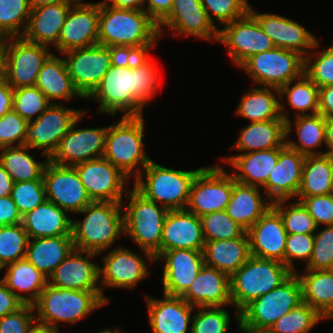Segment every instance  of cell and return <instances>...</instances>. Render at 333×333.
Here are the masks:
<instances>
[{
	"mask_svg": "<svg viewBox=\"0 0 333 333\" xmlns=\"http://www.w3.org/2000/svg\"><path fill=\"white\" fill-rule=\"evenodd\" d=\"M158 24L143 10L118 9L99 2L98 44L132 46L144 55L158 42Z\"/></svg>",
	"mask_w": 333,
	"mask_h": 333,
	"instance_id": "obj_1",
	"label": "cell"
},
{
	"mask_svg": "<svg viewBox=\"0 0 333 333\" xmlns=\"http://www.w3.org/2000/svg\"><path fill=\"white\" fill-rule=\"evenodd\" d=\"M123 202H92L72 220L71 236L75 249L101 254L124 234Z\"/></svg>",
	"mask_w": 333,
	"mask_h": 333,
	"instance_id": "obj_2",
	"label": "cell"
},
{
	"mask_svg": "<svg viewBox=\"0 0 333 333\" xmlns=\"http://www.w3.org/2000/svg\"><path fill=\"white\" fill-rule=\"evenodd\" d=\"M107 302L102 291L62 289L47 284L33 304L36 322L59 329V322L76 324Z\"/></svg>",
	"mask_w": 333,
	"mask_h": 333,
	"instance_id": "obj_3",
	"label": "cell"
},
{
	"mask_svg": "<svg viewBox=\"0 0 333 333\" xmlns=\"http://www.w3.org/2000/svg\"><path fill=\"white\" fill-rule=\"evenodd\" d=\"M202 168L177 170L151 160L134 179L133 187L146 199L168 210H185L193 180Z\"/></svg>",
	"mask_w": 333,
	"mask_h": 333,
	"instance_id": "obj_4",
	"label": "cell"
},
{
	"mask_svg": "<svg viewBox=\"0 0 333 333\" xmlns=\"http://www.w3.org/2000/svg\"><path fill=\"white\" fill-rule=\"evenodd\" d=\"M293 272L282 262L250 256L248 261L230 276L232 306L236 321L240 312L253 300L285 282Z\"/></svg>",
	"mask_w": 333,
	"mask_h": 333,
	"instance_id": "obj_5",
	"label": "cell"
},
{
	"mask_svg": "<svg viewBox=\"0 0 333 333\" xmlns=\"http://www.w3.org/2000/svg\"><path fill=\"white\" fill-rule=\"evenodd\" d=\"M143 117L122 116L117 123L108 126L105 136L103 157L130 179L132 177L136 179L152 160L144 149L145 121Z\"/></svg>",
	"mask_w": 333,
	"mask_h": 333,
	"instance_id": "obj_6",
	"label": "cell"
},
{
	"mask_svg": "<svg viewBox=\"0 0 333 333\" xmlns=\"http://www.w3.org/2000/svg\"><path fill=\"white\" fill-rule=\"evenodd\" d=\"M128 203L122 204L124 234L130 237L143 253L156 259L161 254L163 226L168 209L146 199L134 187L126 193Z\"/></svg>",
	"mask_w": 333,
	"mask_h": 333,
	"instance_id": "obj_7",
	"label": "cell"
},
{
	"mask_svg": "<svg viewBox=\"0 0 333 333\" xmlns=\"http://www.w3.org/2000/svg\"><path fill=\"white\" fill-rule=\"evenodd\" d=\"M305 58L297 52L274 47L247 59L240 67L254 84L280 89L304 73Z\"/></svg>",
	"mask_w": 333,
	"mask_h": 333,
	"instance_id": "obj_8",
	"label": "cell"
},
{
	"mask_svg": "<svg viewBox=\"0 0 333 333\" xmlns=\"http://www.w3.org/2000/svg\"><path fill=\"white\" fill-rule=\"evenodd\" d=\"M301 302V282L296 273H293L280 286L249 303L240 312L237 324L271 327Z\"/></svg>",
	"mask_w": 333,
	"mask_h": 333,
	"instance_id": "obj_9",
	"label": "cell"
},
{
	"mask_svg": "<svg viewBox=\"0 0 333 333\" xmlns=\"http://www.w3.org/2000/svg\"><path fill=\"white\" fill-rule=\"evenodd\" d=\"M233 192V175L221 165L204 166L193 180L186 210L199 218L223 211Z\"/></svg>",
	"mask_w": 333,
	"mask_h": 333,
	"instance_id": "obj_10",
	"label": "cell"
},
{
	"mask_svg": "<svg viewBox=\"0 0 333 333\" xmlns=\"http://www.w3.org/2000/svg\"><path fill=\"white\" fill-rule=\"evenodd\" d=\"M99 102V111L113 117L143 116L144 107L134 98V65L128 68L111 66L99 86L87 98Z\"/></svg>",
	"mask_w": 333,
	"mask_h": 333,
	"instance_id": "obj_11",
	"label": "cell"
},
{
	"mask_svg": "<svg viewBox=\"0 0 333 333\" xmlns=\"http://www.w3.org/2000/svg\"><path fill=\"white\" fill-rule=\"evenodd\" d=\"M116 247L113 250H109L102 257L103 266H99V285L102 297L107 303H109V298L104 295V287L132 289L137 283L151 274L147 260L149 263L155 262V258L151 253H144L143 256L146 257L144 258L134 251L124 248V246Z\"/></svg>",
	"mask_w": 333,
	"mask_h": 333,
	"instance_id": "obj_12",
	"label": "cell"
},
{
	"mask_svg": "<svg viewBox=\"0 0 333 333\" xmlns=\"http://www.w3.org/2000/svg\"><path fill=\"white\" fill-rule=\"evenodd\" d=\"M83 112L82 109L67 108L57 102L51 103L37 119L28 122L25 145L31 149L40 148L45 159H50L61 138Z\"/></svg>",
	"mask_w": 333,
	"mask_h": 333,
	"instance_id": "obj_13",
	"label": "cell"
},
{
	"mask_svg": "<svg viewBox=\"0 0 333 333\" xmlns=\"http://www.w3.org/2000/svg\"><path fill=\"white\" fill-rule=\"evenodd\" d=\"M217 42L227 47L229 57L239 67L251 56L275 47L250 12L220 28Z\"/></svg>",
	"mask_w": 333,
	"mask_h": 333,
	"instance_id": "obj_14",
	"label": "cell"
},
{
	"mask_svg": "<svg viewBox=\"0 0 333 333\" xmlns=\"http://www.w3.org/2000/svg\"><path fill=\"white\" fill-rule=\"evenodd\" d=\"M75 89L87 99L111 65L110 47L96 44L63 53Z\"/></svg>",
	"mask_w": 333,
	"mask_h": 333,
	"instance_id": "obj_15",
	"label": "cell"
},
{
	"mask_svg": "<svg viewBox=\"0 0 333 333\" xmlns=\"http://www.w3.org/2000/svg\"><path fill=\"white\" fill-rule=\"evenodd\" d=\"M92 202H123V193L128 179L119 168L104 157L73 166Z\"/></svg>",
	"mask_w": 333,
	"mask_h": 333,
	"instance_id": "obj_16",
	"label": "cell"
},
{
	"mask_svg": "<svg viewBox=\"0 0 333 333\" xmlns=\"http://www.w3.org/2000/svg\"><path fill=\"white\" fill-rule=\"evenodd\" d=\"M51 54L48 46L23 37H8L5 80L13 89L35 86L38 73Z\"/></svg>",
	"mask_w": 333,
	"mask_h": 333,
	"instance_id": "obj_17",
	"label": "cell"
},
{
	"mask_svg": "<svg viewBox=\"0 0 333 333\" xmlns=\"http://www.w3.org/2000/svg\"><path fill=\"white\" fill-rule=\"evenodd\" d=\"M43 180L47 200L69 215L79 214L92 203L76 169L72 166H60L49 160L44 169Z\"/></svg>",
	"mask_w": 333,
	"mask_h": 333,
	"instance_id": "obj_18",
	"label": "cell"
},
{
	"mask_svg": "<svg viewBox=\"0 0 333 333\" xmlns=\"http://www.w3.org/2000/svg\"><path fill=\"white\" fill-rule=\"evenodd\" d=\"M86 113L84 111L61 138L58 148L49 159L60 166H75L88 160L103 157L108 127L75 128Z\"/></svg>",
	"mask_w": 333,
	"mask_h": 333,
	"instance_id": "obj_19",
	"label": "cell"
},
{
	"mask_svg": "<svg viewBox=\"0 0 333 333\" xmlns=\"http://www.w3.org/2000/svg\"><path fill=\"white\" fill-rule=\"evenodd\" d=\"M99 2L78 0L71 5L58 44L59 53L98 44Z\"/></svg>",
	"mask_w": 333,
	"mask_h": 333,
	"instance_id": "obj_20",
	"label": "cell"
},
{
	"mask_svg": "<svg viewBox=\"0 0 333 333\" xmlns=\"http://www.w3.org/2000/svg\"><path fill=\"white\" fill-rule=\"evenodd\" d=\"M98 255L74 249L48 277V284L62 289L101 291L98 285L100 265L91 260Z\"/></svg>",
	"mask_w": 333,
	"mask_h": 333,
	"instance_id": "obj_21",
	"label": "cell"
},
{
	"mask_svg": "<svg viewBox=\"0 0 333 333\" xmlns=\"http://www.w3.org/2000/svg\"><path fill=\"white\" fill-rule=\"evenodd\" d=\"M163 261V293L182 296L204 264L203 251L173 249L162 252L155 262Z\"/></svg>",
	"mask_w": 333,
	"mask_h": 333,
	"instance_id": "obj_22",
	"label": "cell"
},
{
	"mask_svg": "<svg viewBox=\"0 0 333 333\" xmlns=\"http://www.w3.org/2000/svg\"><path fill=\"white\" fill-rule=\"evenodd\" d=\"M163 27L175 35H189L205 41H218V29L209 21L200 0H174L170 13L158 24L159 35Z\"/></svg>",
	"mask_w": 333,
	"mask_h": 333,
	"instance_id": "obj_23",
	"label": "cell"
},
{
	"mask_svg": "<svg viewBox=\"0 0 333 333\" xmlns=\"http://www.w3.org/2000/svg\"><path fill=\"white\" fill-rule=\"evenodd\" d=\"M249 12L256 18L263 32L275 47L299 53L304 58L318 41L316 36L298 22L271 13H259L250 5Z\"/></svg>",
	"mask_w": 333,
	"mask_h": 333,
	"instance_id": "obj_24",
	"label": "cell"
},
{
	"mask_svg": "<svg viewBox=\"0 0 333 333\" xmlns=\"http://www.w3.org/2000/svg\"><path fill=\"white\" fill-rule=\"evenodd\" d=\"M252 256L284 264L287 232L279 212L270 209L247 230Z\"/></svg>",
	"mask_w": 333,
	"mask_h": 333,
	"instance_id": "obj_25",
	"label": "cell"
},
{
	"mask_svg": "<svg viewBox=\"0 0 333 333\" xmlns=\"http://www.w3.org/2000/svg\"><path fill=\"white\" fill-rule=\"evenodd\" d=\"M305 156L287 145L279 152L274 166L262 188L272 201L296 199L302 180Z\"/></svg>",
	"mask_w": 333,
	"mask_h": 333,
	"instance_id": "obj_26",
	"label": "cell"
},
{
	"mask_svg": "<svg viewBox=\"0 0 333 333\" xmlns=\"http://www.w3.org/2000/svg\"><path fill=\"white\" fill-rule=\"evenodd\" d=\"M149 323L152 333H191L188 332L195 306L180 296L163 293V298L145 296Z\"/></svg>",
	"mask_w": 333,
	"mask_h": 333,
	"instance_id": "obj_27",
	"label": "cell"
},
{
	"mask_svg": "<svg viewBox=\"0 0 333 333\" xmlns=\"http://www.w3.org/2000/svg\"><path fill=\"white\" fill-rule=\"evenodd\" d=\"M204 236L201 219L185 210H169L161 239V253L173 249L203 251Z\"/></svg>",
	"mask_w": 333,
	"mask_h": 333,
	"instance_id": "obj_28",
	"label": "cell"
},
{
	"mask_svg": "<svg viewBox=\"0 0 333 333\" xmlns=\"http://www.w3.org/2000/svg\"><path fill=\"white\" fill-rule=\"evenodd\" d=\"M181 297L196 307L231 306L230 276L204 265Z\"/></svg>",
	"mask_w": 333,
	"mask_h": 333,
	"instance_id": "obj_29",
	"label": "cell"
},
{
	"mask_svg": "<svg viewBox=\"0 0 333 333\" xmlns=\"http://www.w3.org/2000/svg\"><path fill=\"white\" fill-rule=\"evenodd\" d=\"M74 2H62L32 8L23 38L29 42L55 47Z\"/></svg>",
	"mask_w": 333,
	"mask_h": 333,
	"instance_id": "obj_30",
	"label": "cell"
},
{
	"mask_svg": "<svg viewBox=\"0 0 333 333\" xmlns=\"http://www.w3.org/2000/svg\"><path fill=\"white\" fill-rule=\"evenodd\" d=\"M272 203L259 187L239 183L233 177V192L225 211L247 231L270 209Z\"/></svg>",
	"mask_w": 333,
	"mask_h": 333,
	"instance_id": "obj_31",
	"label": "cell"
},
{
	"mask_svg": "<svg viewBox=\"0 0 333 333\" xmlns=\"http://www.w3.org/2000/svg\"><path fill=\"white\" fill-rule=\"evenodd\" d=\"M283 148L236 154L223 157V161L233 167L234 173L232 175L235 181L262 189L266 185L269 173L277 164L279 152Z\"/></svg>",
	"mask_w": 333,
	"mask_h": 333,
	"instance_id": "obj_32",
	"label": "cell"
},
{
	"mask_svg": "<svg viewBox=\"0 0 333 333\" xmlns=\"http://www.w3.org/2000/svg\"><path fill=\"white\" fill-rule=\"evenodd\" d=\"M53 202L46 200L22 216V225L29 239L71 236L72 219Z\"/></svg>",
	"mask_w": 333,
	"mask_h": 333,
	"instance_id": "obj_33",
	"label": "cell"
},
{
	"mask_svg": "<svg viewBox=\"0 0 333 333\" xmlns=\"http://www.w3.org/2000/svg\"><path fill=\"white\" fill-rule=\"evenodd\" d=\"M203 256L206 266L231 276L251 256L248 235L246 233L240 238L206 241Z\"/></svg>",
	"mask_w": 333,
	"mask_h": 333,
	"instance_id": "obj_34",
	"label": "cell"
},
{
	"mask_svg": "<svg viewBox=\"0 0 333 333\" xmlns=\"http://www.w3.org/2000/svg\"><path fill=\"white\" fill-rule=\"evenodd\" d=\"M286 121L273 119L252 122L243 127L233 149L240 154L286 146ZM246 151V152H245Z\"/></svg>",
	"mask_w": 333,
	"mask_h": 333,
	"instance_id": "obj_35",
	"label": "cell"
},
{
	"mask_svg": "<svg viewBox=\"0 0 333 333\" xmlns=\"http://www.w3.org/2000/svg\"><path fill=\"white\" fill-rule=\"evenodd\" d=\"M2 282L25 305H33L48 284V277L37 270L26 258L4 267ZM19 291V292H18ZM26 292V295H22Z\"/></svg>",
	"mask_w": 333,
	"mask_h": 333,
	"instance_id": "obj_36",
	"label": "cell"
},
{
	"mask_svg": "<svg viewBox=\"0 0 333 333\" xmlns=\"http://www.w3.org/2000/svg\"><path fill=\"white\" fill-rule=\"evenodd\" d=\"M74 249L72 236L34 238L29 239L25 258L49 277Z\"/></svg>",
	"mask_w": 333,
	"mask_h": 333,
	"instance_id": "obj_37",
	"label": "cell"
},
{
	"mask_svg": "<svg viewBox=\"0 0 333 333\" xmlns=\"http://www.w3.org/2000/svg\"><path fill=\"white\" fill-rule=\"evenodd\" d=\"M35 86L52 103H55L56 100L70 101L73 97L83 99L73 85L65 59L55 53H52L43 63Z\"/></svg>",
	"mask_w": 333,
	"mask_h": 333,
	"instance_id": "obj_38",
	"label": "cell"
},
{
	"mask_svg": "<svg viewBox=\"0 0 333 333\" xmlns=\"http://www.w3.org/2000/svg\"><path fill=\"white\" fill-rule=\"evenodd\" d=\"M295 127L291 119L286 120V145L304 156L323 155L325 152L316 151L321 145L326 144L325 117L320 113L313 115L295 116ZM293 125V126H292ZM295 128L297 140H287Z\"/></svg>",
	"mask_w": 333,
	"mask_h": 333,
	"instance_id": "obj_39",
	"label": "cell"
},
{
	"mask_svg": "<svg viewBox=\"0 0 333 333\" xmlns=\"http://www.w3.org/2000/svg\"><path fill=\"white\" fill-rule=\"evenodd\" d=\"M302 286V302L326 320L333 318V275L328 270L296 271Z\"/></svg>",
	"mask_w": 333,
	"mask_h": 333,
	"instance_id": "obj_40",
	"label": "cell"
},
{
	"mask_svg": "<svg viewBox=\"0 0 333 333\" xmlns=\"http://www.w3.org/2000/svg\"><path fill=\"white\" fill-rule=\"evenodd\" d=\"M278 96L279 89L254 86L242 93L235 114L249 120L250 123L283 119L280 114V98H277Z\"/></svg>",
	"mask_w": 333,
	"mask_h": 333,
	"instance_id": "obj_41",
	"label": "cell"
},
{
	"mask_svg": "<svg viewBox=\"0 0 333 333\" xmlns=\"http://www.w3.org/2000/svg\"><path fill=\"white\" fill-rule=\"evenodd\" d=\"M296 81V82H295ZM292 83H295L292 85ZM287 97L288 105L295 110V116L313 115L318 113L319 87L303 73L299 78L290 81L279 89L280 114L286 121L289 119L285 105L281 103L283 97ZM310 111V113L308 112Z\"/></svg>",
	"mask_w": 333,
	"mask_h": 333,
	"instance_id": "obj_42",
	"label": "cell"
},
{
	"mask_svg": "<svg viewBox=\"0 0 333 333\" xmlns=\"http://www.w3.org/2000/svg\"><path fill=\"white\" fill-rule=\"evenodd\" d=\"M333 155L305 156L302 180L296 197H310L333 193Z\"/></svg>",
	"mask_w": 333,
	"mask_h": 333,
	"instance_id": "obj_43",
	"label": "cell"
},
{
	"mask_svg": "<svg viewBox=\"0 0 333 333\" xmlns=\"http://www.w3.org/2000/svg\"><path fill=\"white\" fill-rule=\"evenodd\" d=\"M0 163L13 182L43 179L44 169L49 159L37 162L29 153L27 145L0 148Z\"/></svg>",
	"mask_w": 333,
	"mask_h": 333,
	"instance_id": "obj_44",
	"label": "cell"
},
{
	"mask_svg": "<svg viewBox=\"0 0 333 333\" xmlns=\"http://www.w3.org/2000/svg\"><path fill=\"white\" fill-rule=\"evenodd\" d=\"M30 13V0H0V35L22 37Z\"/></svg>",
	"mask_w": 333,
	"mask_h": 333,
	"instance_id": "obj_45",
	"label": "cell"
},
{
	"mask_svg": "<svg viewBox=\"0 0 333 333\" xmlns=\"http://www.w3.org/2000/svg\"><path fill=\"white\" fill-rule=\"evenodd\" d=\"M155 62L149 54L143 55L134 64V98L145 107L159 90V75ZM150 101V102H149Z\"/></svg>",
	"mask_w": 333,
	"mask_h": 333,
	"instance_id": "obj_46",
	"label": "cell"
},
{
	"mask_svg": "<svg viewBox=\"0 0 333 333\" xmlns=\"http://www.w3.org/2000/svg\"><path fill=\"white\" fill-rule=\"evenodd\" d=\"M321 320H326L312 306L301 302L278 319L271 328L276 333H309Z\"/></svg>",
	"mask_w": 333,
	"mask_h": 333,
	"instance_id": "obj_47",
	"label": "cell"
},
{
	"mask_svg": "<svg viewBox=\"0 0 333 333\" xmlns=\"http://www.w3.org/2000/svg\"><path fill=\"white\" fill-rule=\"evenodd\" d=\"M29 236L22 223L0 226V263L5 267L26 257Z\"/></svg>",
	"mask_w": 333,
	"mask_h": 333,
	"instance_id": "obj_48",
	"label": "cell"
},
{
	"mask_svg": "<svg viewBox=\"0 0 333 333\" xmlns=\"http://www.w3.org/2000/svg\"><path fill=\"white\" fill-rule=\"evenodd\" d=\"M288 201L290 200H278L272 203L282 217L287 234H314L317 226L307 209L300 201L291 204H288Z\"/></svg>",
	"mask_w": 333,
	"mask_h": 333,
	"instance_id": "obj_49",
	"label": "cell"
},
{
	"mask_svg": "<svg viewBox=\"0 0 333 333\" xmlns=\"http://www.w3.org/2000/svg\"><path fill=\"white\" fill-rule=\"evenodd\" d=\"M319 46L318 40L305 57L304 73L321 88L333 85V42L320 52L316 50Z\"/></svg>",
	"mask_w": 333,
	"mask_h": 333,
	"instance_id": "obj_50",
	"label": "cell"
},
{
	"mask_svg": "<svg viewBox=\"0 0 333 333\" xmlns=\"http://www.w3.org/2000/svg\"><path fill=\"white\" fill-rule=\"evenodd\" d=\"M200 219L205 242L240 238L247 233L225 210L206 214Z\"/></svg>",
	"mask_w": 333,
	"mask_h": 333,
	"instance_id": "obj_51",
	"label": "cell"
},
{
	"mask_svg": "<svg viewBox=\"0 0 333 333\" xmlns=\"http://www.w3.org/2000/svg\"><path fill=\"white\" fill-rule=\"evenodd\" d=\"M51 103L36 86L14 89L12 109L28 122L37 119Z\"/></svg>",
	"mask_w": 333,
	"mask_h": 333,
	"instance_id": "obj_52",
	"label": "cell"
},
{
	"mask_svg": "<svg viewBox=\"0 0 333 333\" xmlns=\"http://www.w3.org/2000/svg\"><path fill=\"white\" fill-rule=\"evenodd\" d=\"M193 313L191 333H227L229 330L230 315L222 307H196Z\"/></svg>",
	"mask_w": 333,
	"mask_h": 333,
	"instance_id": "obj_53",
	"label": "cell"
},
{
	"mask_svg": "<svg viewBox=\"0 0 333 333\" xmlns=\"http://www.w3.org/2000/svg\"><path fill=\"white\" fill-rule=\"evenodd\" d=\"M11 198L21 216L25 215L47 200L44 180L14 182Z\"/></svg>",
	"mask_w": 333,
	"mask_h": 333,
	"instance_id": "obj_54",
	"label": "cell"
},
{
	"mask_svg": "<svg viewBox=\"0 0 333 333\" xmlns=\"http://www.w3.org/2000/svg\"><path fill=\"white\" fill-rule=\"evenodd\" d=\"M209 21L219 30L215 19L219 24L227 25L232 21L243 17L249 12L250 4L247 0H200ZM211 12V13H210ZM214 18H213V17Z\"/></svg>",
	"mask_w": 333,
	"mask_h": 333,
	"instance_id": "obj_55",
	"label": "cell"
},
{
	"mask_svg": "<svg viewBox=\"0 0 333 333\" xmlns=\"http://www.w3.org/2000/svg\"><path fill=\"white\" fill-rule=\"evenodd\" d=\"M314 233L312 256L305 270H328L333 263V225Z\"/></svg>",
	"mask_w": 333,
	"mask_h": 333,
	"instance_id": "obj_56",
	"label": "cell"
},
{
	"mask_svg": "<svg viewBox=\"0 0 333 333\" xmlns=\"http://www.w3.org/2000/svg\"><path fill=\"white\" fill-rule=\"evenodd\" d=\"M28 121L13 109L0 118V148L26 144Z\"/></svg>",
	"mask_w": 333,
	"mask_h": 333,
	"instance_id": "obj_57",
	"label": "cell"
},
{
	"mask_svg": "<svg viewBox=\"0 0 333 333\" xmlns=\"http://www.w3.org/2000/svg\"><path fill=\"white\" fill-rule=\"evenodd\" d=\"M314 247V234H288L286 239V248L284 264L296 273L294 259L308 264Z\"/></svg>",
	"mask_w": 333,
	"mask_h": 333,
	"instance_id": "obj_58",
	"label": "cell"
},
{
	"mask_svg": "<svg viewBox=\"0 0 333 333\" xmlns=\"http://www.w3.org/2000/svg\"><path fill=\"white\" fill-rule=\"evenodd\" d=\"M296 199L307 209L317 227L333 225V193Z\"/></svg>",
	"mask_w": 333,
	"mask_h": 333,
	"instance_id": "obj_59",
	"label": "cell"
},
{
	"mask_svg": "<svg viewBox=\"0 0 333 333\" xmlns=\"http://www.w3.org/2000/svg\"><path fill=\"white\" fill-rule=\"evenodd\" d=\"M33 305H23L16 312L0 318V333H28L35 323Z\"/></svg>",
	"mask_w": 333,
	"mask_h": 333,
	"instance_id": "obj_60",
	"label": "cell"
},
{
	"mask_svg": "<svg viewBox=\"0 0 333 333\" xmlns=\"http://www.w3.org/2000/svg\"><path fill=\"white\" fill-rule=\"evenodd\" d=\"M144 54L132 46L110 47L111 65L120 68H128L134 65Z\"/></svg>",
	"mask_w": 333,
	"mask_h": 333,
	"instance_id": "obj_61",
	"label": "cell"
},
{
	"mask_svg": "<svg viewBox=\"0 0 333 333\" xmlns=\"http://www.w3.org/2000/svg\"><path fill=\"white\" fill-rule=\"evenodd\" d=\"M20 223H22V216L11 196L0 197V226Z\"/></svg>",
	"mask_w": 333,
	"mask_h": 333,
	"instance_id": "obj_62",
	"label": "cell"
},
{
	"mask_svg": "<svg viewBox=\"0 0 333 333\" xmlns=\"http://www.w3.org/2000/svg\"><path fill=\"white\" fill-rule=\"evenodd\" d=\"M24 304L0 279V318L16 312Z\"/></svg>",
	"mask_w": 333,
	"mask_h": 333,
	"instance_id": "obj_63",
	"label": "cell"
},
{
	"mask_svg": "<svg viewBox=\"0 0 333 333\" xmlns=\"http://www.w3.org/2000/svg\"><path fill=\"white\" fill-rule=\"evenodd\" d=\"M145 12L159 24L171 11L174 0H145Z\"/></svg>",
	"mask_w": 333,
	"mask_h": 333,
	"instance_id": "obj_64",
	"label": "cell"
},
{
	"mask_svg": "<svg viewBox=\"0 0 333 333\" xmlns=\"http://www.w3.org/2000/svg\"><path fill=\"white\" fill-rule=\"evenodd\" d=\"M318 113L325 118L333 116V85L319 88Z\"/></svg>",
	"mask_w": 333,
	"mask_h": 333,
	"instance_id": "obj_65",
	"label": "cell"
},
{
	"mask_svg": "<svg viewBox=\"0 0 333 333\" xmlns=\"http://www.w3.org/2000/svg\"><path fill=\"white\" fill-rule=\"evenodd\" d=\"M14 89L6 80L0 81V118L13 108Z\"/></svg>",
	"mask_w": 333,
	"mask_h": 333,
	"instance_id": "obj_66",
	"label": "cell"
},
{
	"mask_svg": "<svg viewBox=\"0 0 333 333\" xmlns=\"http://www.w3.org/2000/svg\"><path fill=\"white\" fill-rule=\"evenodd\" d=\"M103 2L118 9L145 10V0H104Z\"/></svg>",
	"mask_w": 333,
	"mask_h": 333,
	"instance_id": "obj_67",
	"label": "cell"
},
{
	"mask_svg": "<svg viewBox=\"0 0 333 333\" xmlns=\"http://www.w3.org/2000/svg\"><path fill=\"white\" fill-rule=\"evenodd\" d=\"M13 180L0 163V197L11 196Z\"/></svg>",
	"mask_w": 333,
	"mask_h": 333,
	"instance_id": "obj_68",
	"label": "cell"
},
{
	"mask_svg": "<svg viewBox=\"0 0 333 333\" xmlns=\"http://www.w3.org/2000/svg\"><path fill=\"white\" fill-rule=\"evenodd\" d=\"M8 37L0 35V81L6 78V54Z\"/></svg>",
	"mask_w": 333,
	"mask_h": 333,
	"instance_id": "obj_69",
	"label": "cell"
},
{
	"mask_svg": "<svg viewBox=\"0 0 333 333\" xmlns=\"http://www.w3.org/2000/svg\"><path fill=\"white\" fill-rule=\"evenodd\" d=\"M326 148L325 154L333 155V116L325 118Z\"/></svg>",
	"mask_w": 333,
	"mask_h": 333,
	"instance_id": "obj_70",
	"label": "cell"
},
{
	"mask_svg": "<svg viewBox=\"0 0 333 333\" xmlns=\"http://www.w3.org/2000/svg\"><path fill=\"white\" fill-rule=\"evenodd\" d=\"M241 333H276L271 327H259L251 324H237Z\"/></svg>",
	"mask_w": 333,
	"mask_h": 333,
	"instance_id": "obj_71",
	"label": "cell"
},
{
	"mask_svg": "<svg viewBox=\"0 0 333 333\" xmlns=\"http://www.w3.org/2000/svg\"><path fill=\"white\" fill-rule=\"evenodd\" d=\"M34 324L30 327L28 333H59V329L53 326L44 325L36 321Z\"/></svg>",
	"mask_w": 333,
	"mask_h": 333,
	"instance_id": "obj_72",
	"label": "cell"
},
{
	"mask_svg": "<svg viewBox=\"0 0 333 333\" xmlns=\"http://www.w3.org/2000/svg\"><path fill=\"white\" fill-rule=\"evenodd\" d=\"M78 0H30V7L37 8L43 5L56 4L62 2H76Z\"/></svg>",
	"mask_w": 333,
	"mask_h": 333,
	"instance_id": "obj_73",
	"label": "cell"
},
{
	"mask_svg": "<svg viewBox=\"0 0 333 333\" xmlns=\"http://www.w3.org/2000/svg\"><path fill=\"white\" fill-rule=\"evenodd\" d=\"M97 333H123V331L121 332L120 331V327H118V328H116V329H105V330H103V331H100V332H97Z\"/></svg>",
	"mask_w": 333,
	"mask_h": 333,
	"instance_id": "obj_74",
	"label": "cell"
},
{
	"mask_svg": "<svg viewBox=\"0 0 333 333\" xmlns=\"http://www.w3.org/2000/svg\"><path fill=\"white\" fill-rule=\"evenodd\" d=\"M328 271L333 275V263H332V265L329 267Z\"/></svg>",
	"mask_w": 333,
	"mask_h": 333,
	"instance_id": "obj_75",
	"label": "cell"
},
{
	"mask_svg": "<svg viewBox=\"0 0 333 333\" xmlns=\"http://www.w3.org/2000/svg\"><path fill=\"white\" fill-rule=\"evenodd\" d=\"M332 186H333V164H332Z\"/></svg>",
	"mask_w": 333,
	"mask_h": 333,
	"instance_id": "obj_76",
	"label": "cell"
},
{
	"mask_svg": "<svg viewBox=\"0 0 333 333\" xmlns=\"http://www.w3.org/2000/svg\"><path fill=\"white\" fill-rule=\"evenodd\" d=\"M4 269V266L0 263V271Z\"/></svg>",
	"mask_w": 333,
	"mask_h": 333,
	"instance_id": "obj_77",
	"label": "cell"
}]
</instances>
